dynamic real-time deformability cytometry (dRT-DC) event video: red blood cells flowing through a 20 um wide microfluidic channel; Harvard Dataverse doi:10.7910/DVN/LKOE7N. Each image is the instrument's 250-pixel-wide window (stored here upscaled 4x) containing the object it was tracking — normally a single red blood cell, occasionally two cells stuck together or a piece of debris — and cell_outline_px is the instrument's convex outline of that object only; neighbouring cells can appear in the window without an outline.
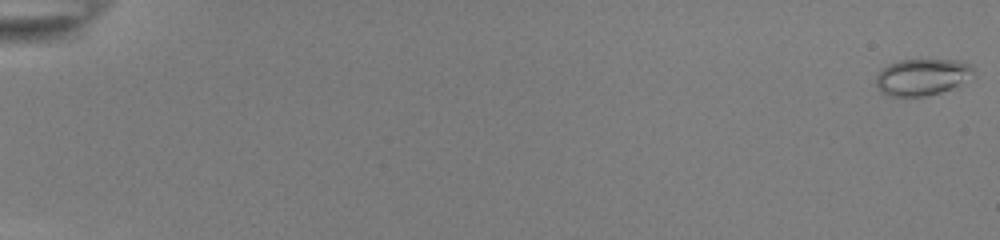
{"species": "common noctule bat (a hibernating species)", "species_latin": "Nyctalus noctula", "temperature_condition": "room temperature", "stored_images_in_passage": 8, "camera_frame_rate_fps": 3000, "um_per_image_px": 0.085, "animal": {"sex": "female", "body_mass_g": 22.0, "forearm_length_mm": 56.7}, "frame": {"image": 1, "passage_image": 1, "time_ms": 0.0, "image_size_px": [1000, 240], "cell_outline_px": [[972, 72], [960, 84], [952, 88], [940, 92], [924, 96], [888, 96], [880, 92], [876, 84], [876, 76], [888, 64], [900, 60], [956, 60], [972, 64]], "centroid_in_image_um": [78.33, 6.55], "position_along_channel_um": 6.7, "area_um2": 20.46}}